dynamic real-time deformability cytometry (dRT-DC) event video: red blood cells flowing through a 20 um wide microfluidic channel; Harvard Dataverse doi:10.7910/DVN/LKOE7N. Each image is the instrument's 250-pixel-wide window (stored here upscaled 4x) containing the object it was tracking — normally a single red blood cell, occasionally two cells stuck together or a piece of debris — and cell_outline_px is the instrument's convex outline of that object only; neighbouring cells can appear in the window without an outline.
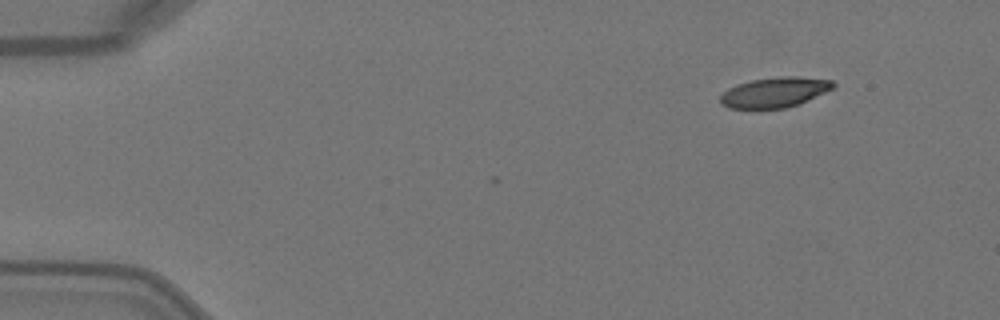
{"species": "Egyptian fruit bat (a non-hibernating species)", "species_latin": "Rousettus aegyptiacus", "temperature_condition": "warm", "stored_images_in_passage": 2, "camera_frame_rate_fps": 3000, "um_per_image_px": 0.085, "animal": {"sex": "female"}, "frame": {"image": 1, "passage_image": 2, "time_ms": 0.333, "image_size_px": [1000, 320], "cell_outline_px": [[836, 84], [832, 88], [800, 104], [784, 108], [728, 108], [720, 104], [720, 96], [728, 88], [736, 84], [752, 80], [780, 76], [796, 76], [832, 80]], "centroid_in_image_um": [65.82, 7.84], "position_along_channel_um": 19.2, "area_um2": 19.77}}